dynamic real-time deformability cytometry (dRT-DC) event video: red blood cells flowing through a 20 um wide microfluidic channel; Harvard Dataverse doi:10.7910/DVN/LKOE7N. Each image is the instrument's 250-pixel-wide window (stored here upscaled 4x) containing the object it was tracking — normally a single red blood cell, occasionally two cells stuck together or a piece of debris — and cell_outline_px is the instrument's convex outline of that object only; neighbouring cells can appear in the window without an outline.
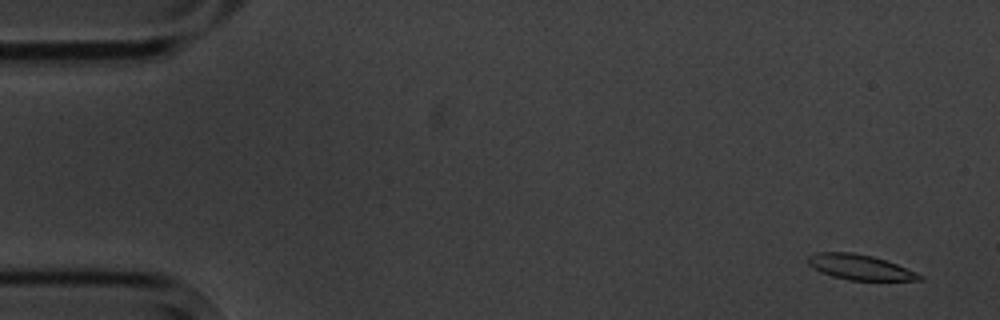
{"species": "common noctule bat (a hibernating species)", "species_latin": "Nyctalus noctula", "temperature_condition": "cold", "stored_images_in_passage": 5, "camera_frame_rate_fps": 3000, "um_per_image_px": 0.085, "animal": {"sex": "male", "body_mass_g": 20.1, "forearm_length_mm": 53.5}, "frame": {"image": 1, "passage_image": 1, "time_ms": 0.0, "image_size_px": [1000, 320], "cell_outline_px": [[924, 280], [848, 280], [832, 276], [820, 272], [812, 268], [808, 264], [808, 256], [816, 252], [852, 252], [872, 256], [896, 264], [924, 276]], "centroid_in_image_um": [73.05, 22.71], "position_along_channel_um": 12.0, "area_um2": 16.3}}
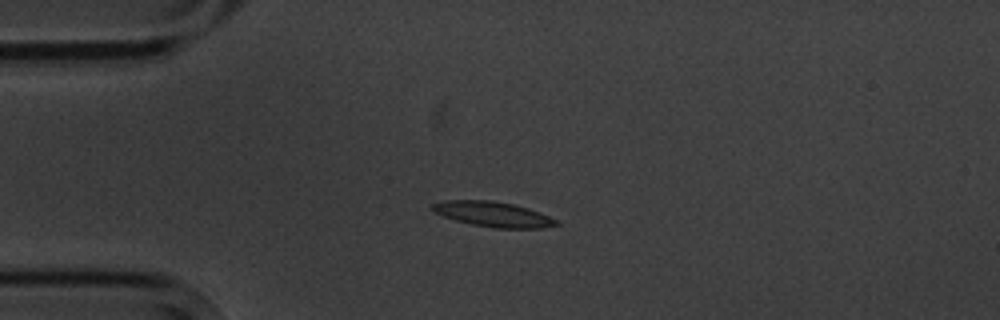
{"frame": {"image": 2, "passage_image": 4, "time_ms": 3.667, "image_size_px": [1000, 320], "cell_outline_px": [[560, 224], [540, 228], [492, 228], [472, 224], [456, 220], [444, 216], [436, 212], [432, 208], [432, 204], [444, 200], [492, 200], [512, 204], [528, 208], [560, 220]], "centroid_in_image_um": [41.96, 18.21], "position_along_channel_um": 43.0, "area_um2": 18.03}}